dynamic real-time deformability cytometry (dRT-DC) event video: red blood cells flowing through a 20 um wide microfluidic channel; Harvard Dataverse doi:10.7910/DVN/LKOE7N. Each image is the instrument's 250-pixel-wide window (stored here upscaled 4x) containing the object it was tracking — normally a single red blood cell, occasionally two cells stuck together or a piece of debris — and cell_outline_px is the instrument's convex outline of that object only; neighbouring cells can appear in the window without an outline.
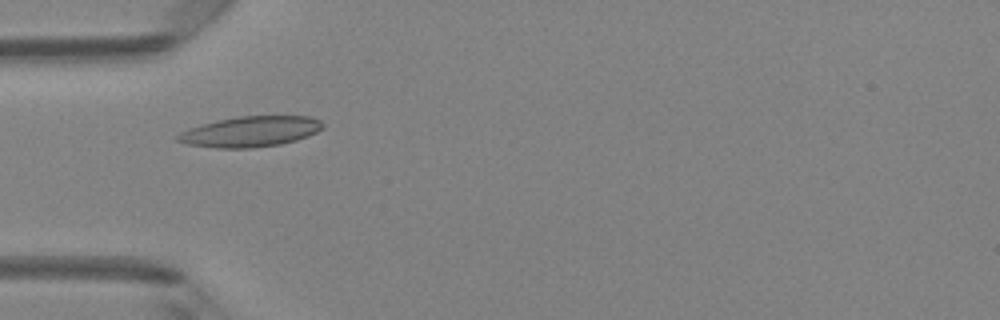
{"species": "Egyptian fruit bat (a non-hibernating species)", "species_latin": "Rousettus aegyptiacus", "temperature_condition": "room temperature", "stored_images_in_passage": 48, "camera_frame_rate_fps": 3000, "um_per_image_px": 0.085, "animal": {"sex": "female"}, "frame": {"image": 1, "passage_image": 15, "time_ms": 4.667, "image_size_px": [1000, 320], "cell_outline_px": [[324, 128], [308, 136], [296, 140], [280, 144], [252, 148], [216, 148], [188, 144], [176, 140], [176, 136], [180, 132], [188, 128], [200, 124], [240, 116], [308, 116], [320, 120], [324, 124]], "centroid_in_image_um": [21.29, 11.18], "position_along_channel_um": 63.7, "area_um2": 25.78}}
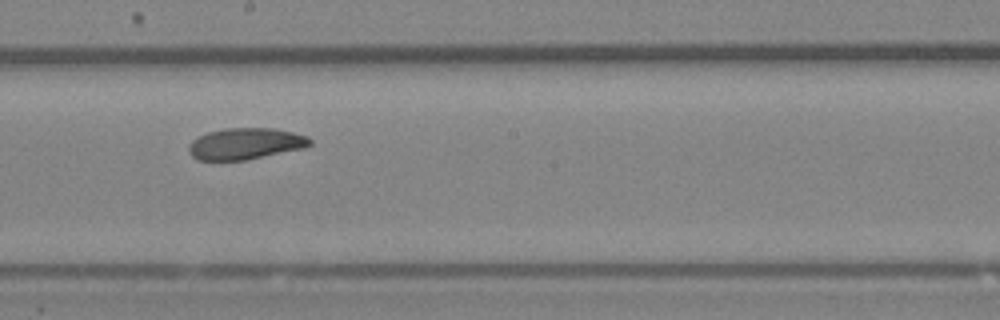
{"frame": {"image": 2, "passage_image": 27, "time_ms": 8.667, "image_size_px": [1000, 320], "cell_outline_px": [[312, 144], [304, 148], [244, 160], [196, 160], [188, 152], [188, 144], [192, 140], [208, 132], [224, 128], [272, 128], [292, 132], [308, 136], [312, 140]], "centroid_in_image_um": [20.85, 12.21], "position_along_channel_um": 227.3, "area_um2": 22.2}}
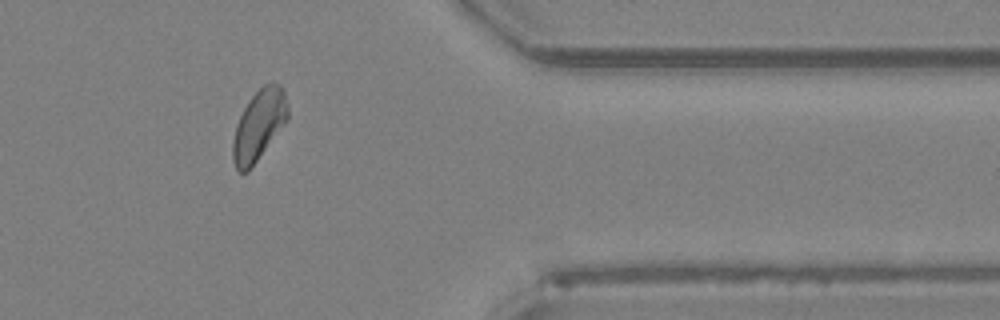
{"frame": {"image": 3, "passage_image": 40, "time_ms": 13.0, "image_size_px": [1000, 320], "cell_outline_px": [[288, 120], [248, 172], [240, 172], [236, 168], [232, 160], [232, 140], [236, 124], [248, 100], [264, 84], [272, 80], [280, 84], [284, 92], [288, 104]], "centroid_in_image_um": [22.01, 10.62], "position_along_channel_um": 389.4, "area_um2": 22.77}, "authors_computed_cell_mechanics": {"area_um2": 23.12, "velocity_mm_per_s": 4.1379, "shape_relaxation_time_tau1_ms": 9.4242, "shape_relaxation_time_tau2_ms": 9.1503, "deformation_change_tau1": 0.2024, "deformation_change_tau2": 0.1809}}